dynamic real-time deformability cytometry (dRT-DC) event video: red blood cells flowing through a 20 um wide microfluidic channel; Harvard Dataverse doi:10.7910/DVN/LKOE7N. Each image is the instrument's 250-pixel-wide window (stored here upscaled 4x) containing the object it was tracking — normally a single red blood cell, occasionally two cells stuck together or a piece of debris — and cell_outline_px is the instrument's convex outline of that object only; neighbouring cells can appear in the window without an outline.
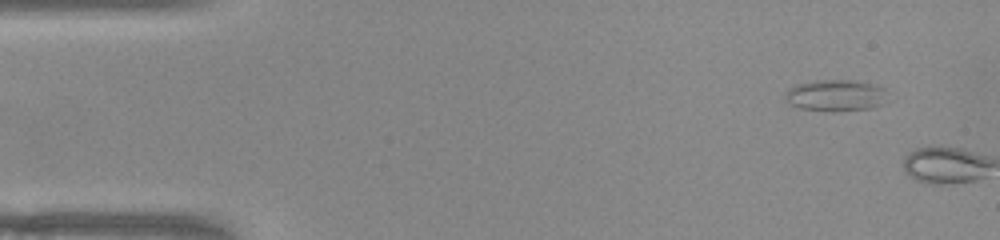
{"species": "common noctule bat (a hibernating species)", "species_latin": "Nyctalus noctula", "temperature_condition": "warm", "stored_images_in_passage": 2, "camera_frame_rate_fps": 3000, "um_per_image_px": 0.085, "animal": {"sex": "female", "body_mass_g": 22.0, "forearm_length_mm": 56.7}, "frame": {"image": 1, "passage_image": 1, "time_ms": 0.0, "image_size_px": [1000, 240], "cell_outline_px": [[888, 104], [872, 108], [832, 112], [800, 108], [788, 104], [784, 100], [784, 92], [788, 88], [796, 84], [816, 80], [852, 80], [872, 84], [888, 88]], "centroid_in_image_um": [71.08, 8.12], "position_along_channel_um": 13.9, "area_um2": 19.59}}